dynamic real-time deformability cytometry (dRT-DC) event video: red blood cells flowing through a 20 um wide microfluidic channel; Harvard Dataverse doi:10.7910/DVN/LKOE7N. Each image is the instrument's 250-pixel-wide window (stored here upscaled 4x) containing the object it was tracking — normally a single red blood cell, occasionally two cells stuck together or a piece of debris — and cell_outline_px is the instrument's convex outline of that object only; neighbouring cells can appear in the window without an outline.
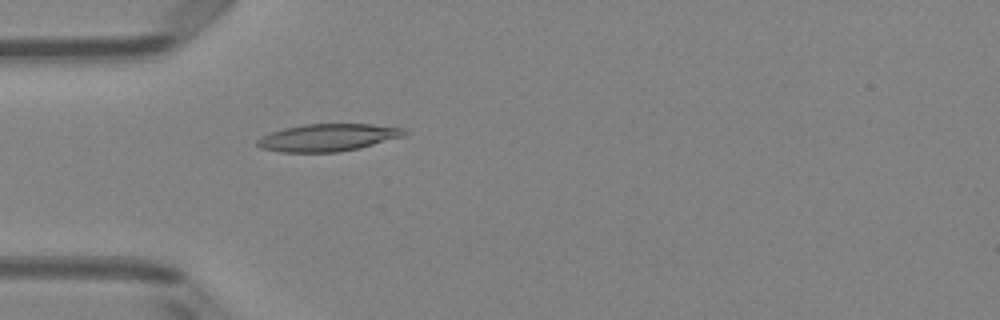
{"species": "Egyptian fruit bat (a non-hibernating species)", "species_latin": "Rousettus aegyptiacus", "temperature_condition": "room temperature", "stored_images_in_passage": 37, "camera_frame_rate_fps": 3000, "um_per_image_px": 0.085, "animal": {"sex": "female"}, "frame": {"image": 1, "passage_image": 2, "time_ms": 0.333, "image_size_px": [1000, 320], "cell_outline_px": [[408, 132], [404, 136], [360, 148], [336, 152], [280, 152], [260, 148], [256, 144], [256, 140], [260, 136], [284, 128], [304, 124], [372, 124], [404, 128]], "centroid_in_image_um": [27.86, 11.69], "position_along_channel_um": 57.1, "area_um2": 23.52}}
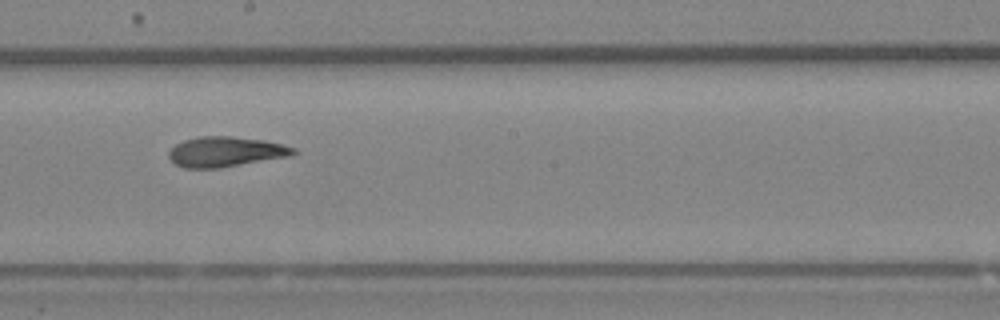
{"frame": {"image": 2, "passage_image": 15, "time_ms": 4.667, "image_size_px": [1000, 320], "cell_outline_px": [[296, 152], [292, 156], [216, 168], [184, 168], [176, 164], [168, 156], [168, 152], [176, 144], [184, 140], [200, 136], [232, 136], [264, 140], [296, 148]], "centroid_in_image_um": [19.18, 12.89], "position_along_channel_um": 229.0, "area_um2": 21.73}}
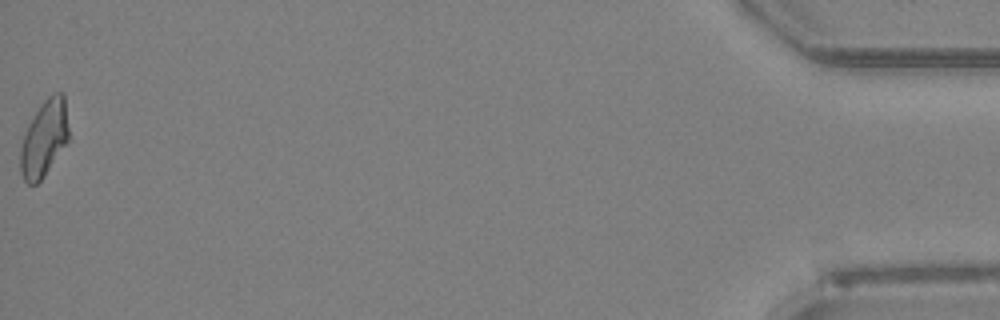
{"frame": {"image": 3, "passage_image": 37, "time_ms": 12.0, "image_size_px": [1000, 320], "cell_outline_px": [[68, 140], [44, 176], [36, 184], [28, 184], [24, 180], [20, 172], [20, 148], [28, 124], [44, 100], [52, 92], [64, 92], [68, 128]], "centroid_in_image_um": [3.75, 11.75], "position_along_channel_um": 431.5, "area_um2": 21.27}, "authors_computed_cell_mechanics": {"area_um2": 21.386, "velocity_mm_per_s": 4.093, "shape_relaxation_time_tau1_ms": 5.8318, "shape_relaxation_time_tau2_ms": 2.8372, "deformation_change_tau1": 0.1757, "deformation_change_tau2": 0.1033}}